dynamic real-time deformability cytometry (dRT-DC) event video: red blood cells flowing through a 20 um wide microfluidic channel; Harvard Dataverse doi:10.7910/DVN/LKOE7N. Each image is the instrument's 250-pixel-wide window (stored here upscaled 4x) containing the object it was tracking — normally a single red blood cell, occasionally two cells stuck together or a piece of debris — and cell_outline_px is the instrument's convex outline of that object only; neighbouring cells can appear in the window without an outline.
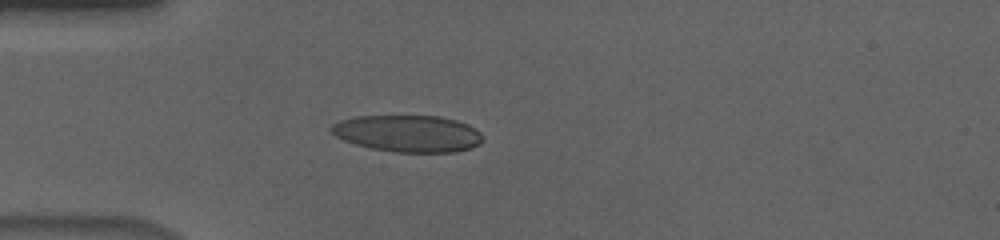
{"species": "human", "species_latin": "Homo sapiens", "temperature_condition": "cold", "stored_images_in_passage": 56, "camera_frame_rate_fps": 3000, "um_per_image_px": 0.085, "donor": {"sex": "male"}, "frame": {"image": 1, "passage_image": 16, "time_ms": 5.0, "image_size_px": [1000, 240], "cell_outline_px": [[480, 144], [456, 152], [396, 152], [372, 148], [356, 144], [344, 140], [336, 136], [328, 128], [332, 124], [340, 120], [352, 116], [440, 116], [456, 120], [468, 124], [480, 132]], "centroid_in_image_um": [34.64, 11.34], "position_along_channel_um": 50.4, "area_um2": 32.37}}
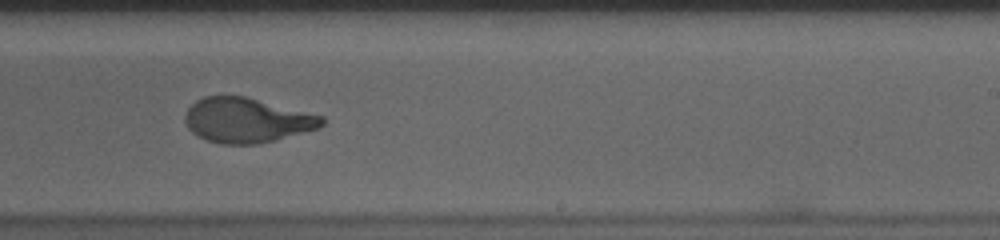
{"frame": {"image": 2, "passage_image": 35, "time_ms": 11.333, "image_size_px": [1000, 240], "cell_outline_px": [[324, 124], [320, 128], [276, 140], [256, 144], [220, 144], [204, 140], [196, 136], [188, 128], [184, 120], [184, 116], [188, 108], [196, 100], [204, 96], [244, 96], [324, 116]], "centroid_in_image_um": [20.96, 10.23], "position_along_channel_um": 268.0, "area_um2": 35.89}}
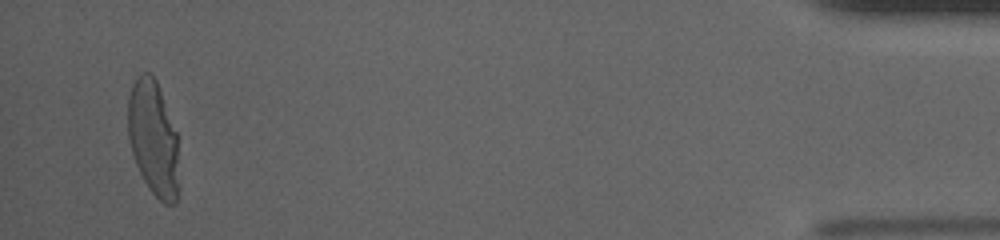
{"frame": {"image": 3, "passage_image": 54, "time_ms": 17.667, "image_size_px": [1000, 240], "cell_outline_px": [[176, 204], [164, 204], [148, 188], [136, 164], [132, 152], [128, 136], [128, 96], [132, 84], [140, 72], [148, 72], [156, 80], [176, 132]], "centroid_in_image_um": [12.98, 11.71], "position_along_channel_um": 422.2, "area_um2": 33.35}, "authors_computed_cell_mechanics": {"area_um2": 35.3158, "velocity_mm_per_s": 3.6656, "shape_relaxation_time_tau1_ms": 4.6372, "shape_relaxation_time_tau2_ms": 0.954, "deformation_change_tau1": 0.2285, "deformation_change_tau2": 0.0744}}